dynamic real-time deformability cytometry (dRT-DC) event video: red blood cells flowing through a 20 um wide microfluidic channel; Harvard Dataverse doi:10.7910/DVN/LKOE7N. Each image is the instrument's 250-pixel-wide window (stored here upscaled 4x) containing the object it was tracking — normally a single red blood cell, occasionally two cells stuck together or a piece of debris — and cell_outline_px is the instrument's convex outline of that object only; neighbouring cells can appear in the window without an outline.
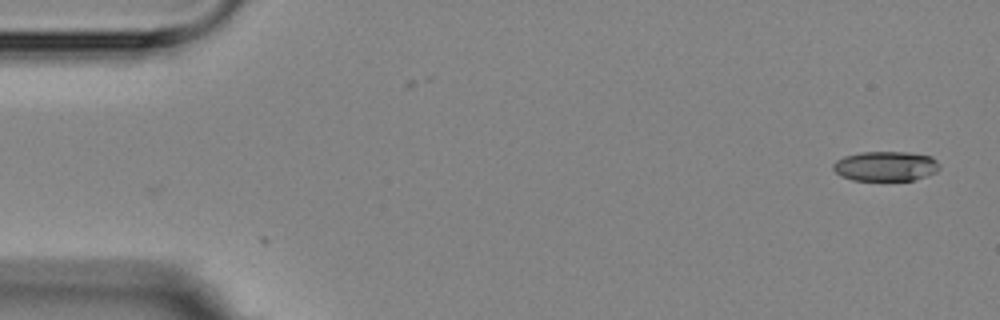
{"species": "Egyptian fruit bat (a non-hibernating species)", "species_latin": "Rousettus aegyptiacus", "temperature_condition": "room temperature", "stored_images_in_passage": 2, "camera_frame_rate_fps": 3000, "um_per_image_px": 0.085, "animal": {"sex": "female"}, "frame": {"image": 1, "passage_image": 2, "time_ms": 1.0, "image_size_px": [1000, 320], "cell_outline_px": [[940, 168], [936, 172], [928, 176], [912, 180], [852, 180], [840, 176], [832, 168], [832, 164], [836, 160], [844, 156], [860, 152], [908, 152], [932, 156], [940, 164]], "centroid_in_image_um": [75.28, 14.12], "position_along_channel_um": 9.7, "area_um2": 18.67}}